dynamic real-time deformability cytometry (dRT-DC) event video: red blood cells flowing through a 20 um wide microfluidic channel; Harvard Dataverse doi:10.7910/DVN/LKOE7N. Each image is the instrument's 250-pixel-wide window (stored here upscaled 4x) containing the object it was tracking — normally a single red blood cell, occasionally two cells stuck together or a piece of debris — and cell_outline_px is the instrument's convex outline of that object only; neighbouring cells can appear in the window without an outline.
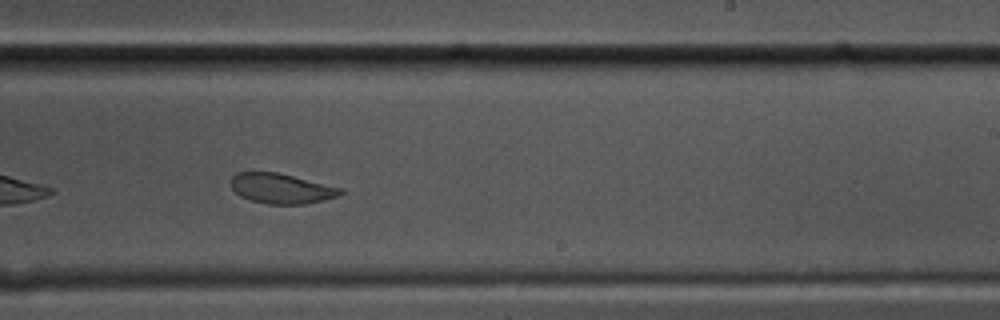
{"species": "common noctule bat (a hibernating species)", "species_latin": "Nyctalus noctula", "temperature_condition": "cold", "stored_images_in_passage": 43, "camera_frame_rate_fps": 3000, "um_per_image_px": 0.085, "animal": {"sex": "male", "body_mass_g": 17.5, "forearm_length_mm": 52.3}, "frame": {"image": 1, "passage_image": 19, "time_ms": 6.0, "image_size_px": [1000, 320], "cell_outline_px": [[344, 192], [340, 196], [324, 200], [304, 204], [268, 204], [248, 200], [240, 196], [232, 188], [232, 176], [236, 172], [276, 172], [344, 188]], "centroid_in_image_um": [23.94, 16.03], "position_along_channel_um": 265.1, "area_um2": 19.31}, "authors_computed_cell_mechanics": {"area_um2": 21.4438, "velocity_mm_per_s": 3.445, "shape_relaxation_time_tau1_ms": 5.5032, "shape_relaxation_time_tau2_ms": 1.0794, "deformation_change_tau1": 0.169, "deformation_change_tau2": 0.0555}}